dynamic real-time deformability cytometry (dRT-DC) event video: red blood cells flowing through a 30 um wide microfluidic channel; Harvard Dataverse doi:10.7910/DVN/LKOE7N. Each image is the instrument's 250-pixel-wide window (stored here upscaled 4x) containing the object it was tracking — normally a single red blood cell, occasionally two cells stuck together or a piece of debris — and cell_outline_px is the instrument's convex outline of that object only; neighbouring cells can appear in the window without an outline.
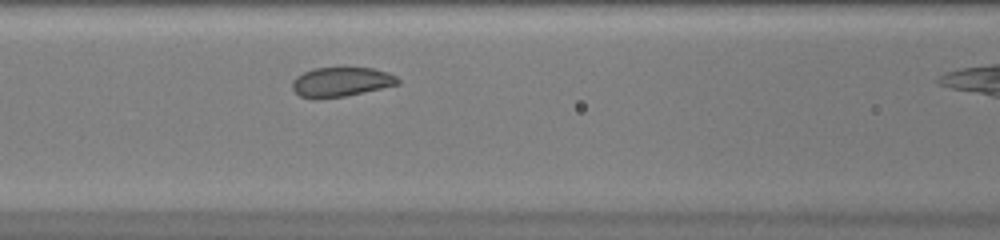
{"species": "common noctule bat (a hibernating species)", "species_latin": "Nyctalus noctula", "temperature_condition": "warm", "stored_images_in_passage": 10, "camera_frame_rate_fps": 3000, "um_per_image_px": 0.085, "animal": {"sex": "female", "body_mass_g": 20.0, "forearm_length_mm": 54.0}, "frame": {"image": 1, "passage_image": 9, "time_ms": 2.667, "image_size_px": [1000, 240], "cell_outline_px": [[400, 84], [344, 96], [316, 100], [300, 96], [292, 88], [292, 80], [296, 76], [304, 72], [316, 68], [372, 68], [388, 72], [396, 76], [400, 80]], "centroid_in_image_um": [28.98, 6.97], "position_along_channel_um": 137.6, "area_um2": 18.15}}